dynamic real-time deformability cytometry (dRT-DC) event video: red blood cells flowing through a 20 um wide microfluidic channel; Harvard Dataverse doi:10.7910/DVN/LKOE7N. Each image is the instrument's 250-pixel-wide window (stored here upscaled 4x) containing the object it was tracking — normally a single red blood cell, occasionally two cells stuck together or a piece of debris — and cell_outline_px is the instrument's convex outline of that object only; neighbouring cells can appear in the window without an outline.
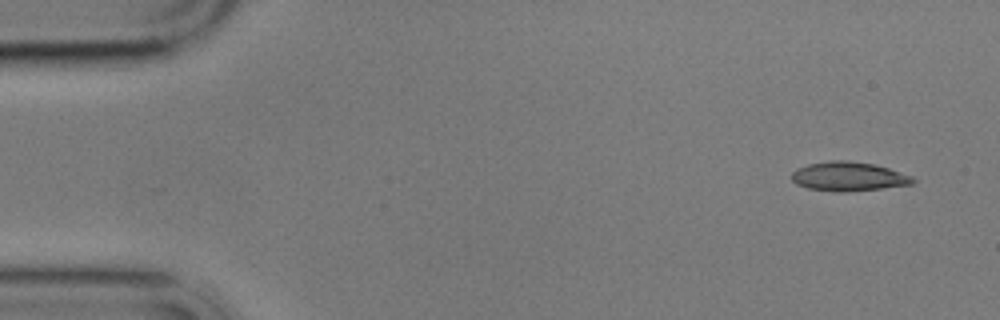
{"species": "common noctule bat (a hibernating species)", "species_latin": "Nyctalus noctula", "temperature_condition": "cold", "stored_images_in_passage": 7, "camera_frame_rate_fps": 3000, "um_per_image_px": 0.085, "animal": {"sex": "male", "body_mass_g": 17.9}, "frame": {"image": 1, "passage_image": 1, "time_ms": 0.0, "image_size_px": [1000, 320], "cell_outline_px": [[916, 180], [912, 184], [880, 188], [844, 192], [832, 192], [808, 188], [796, 184], [792, 180], [792, 172], [796, 168], [808, 164], [828, 160], [848, 160], [876, 164], [912, 176]], "centroid_in_image_um": [72.09, 14.99], "position_along_channel_um": 12.9, "area_um2": 20.69}}
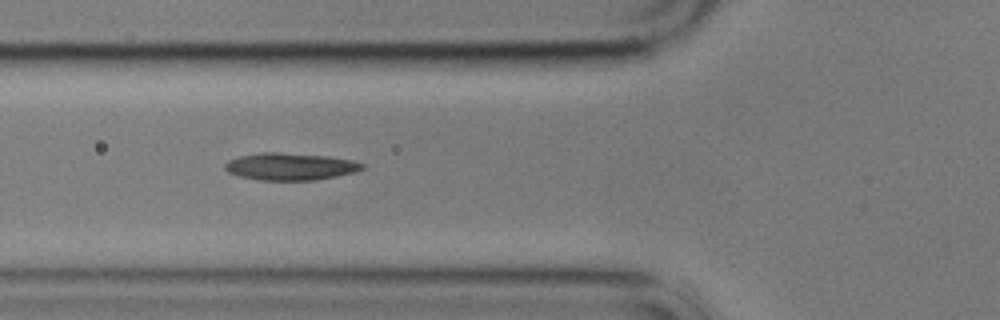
{"frame": {"image": 2, "passage_image": 6, "time_ms": 5.667, "image_size_px": [1000, 320], "cell_outline_px": [[364, 168], [356, 172], [316, 180], [260, 180], [240, 176], [228, 172], [224, 168], [224, 164], [228, 160], [240, 156], [260, 152], [276, 152], [328, 156], [352, 160], [364, 164]], "centroid_in_image_um": [24.67, 14.15], "position_along_channel_um": 101.1, "area_um2": 21.73}}
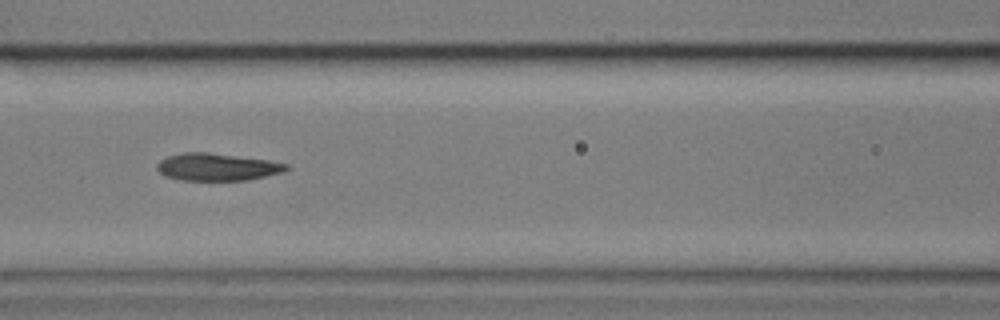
{"frame": {"image": 3, "passage_image": 7, "time_ms": 7.0, "image_size_px": [1000, 320], "cell_outline_px": [[288, 168], [284, 172], [244, 180], [180, 180], [164, 176], [156, 168], [156, 164], [160, 160], [168, 156], [184, 152], [208, 152], [268, 160], [288, 164]], "centroid_in_image_um": [18.41, 14.19], "position_along_channel_um": 148.2, "area_um2": 20.52}}